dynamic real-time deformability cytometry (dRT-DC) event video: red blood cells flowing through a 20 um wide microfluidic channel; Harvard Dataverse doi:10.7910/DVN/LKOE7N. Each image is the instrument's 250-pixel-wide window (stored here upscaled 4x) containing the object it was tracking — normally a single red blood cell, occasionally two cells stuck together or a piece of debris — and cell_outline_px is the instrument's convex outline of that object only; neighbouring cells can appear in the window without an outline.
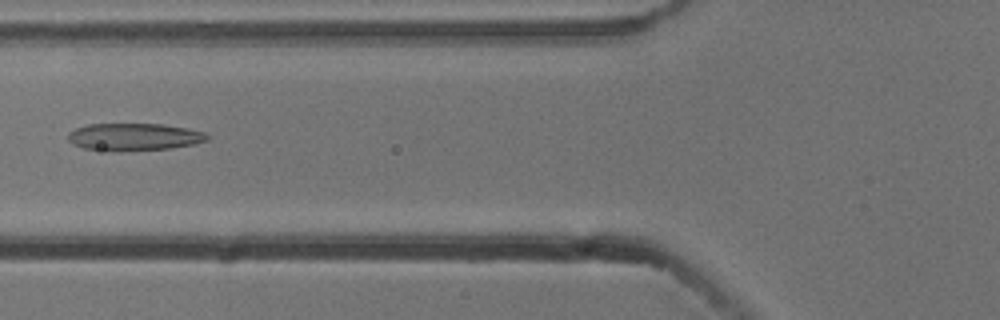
{"species": "common noctule bat (a hibernating species)", "species_latin": "Nyctalus noctula", "temperature_condition": "cold", "stored_images_in_passage": 4, "camera_frame_rate_fps": 3000, "um_per_image_px": 0.085, "animal": {"sex": "male", "body_mass_g": 13.3}, "frame": {"image": 1, "passage_image": 3, "time_ms": 0.667, "image_size_px": [1000, 320], "cell_outline_px": [[208, 140], [196, 144], [168, 148], [112, 152], [84, 148], [72, 144], [68, 140], [68, 132], [76, 128], [88, 124], [164, 124], [204, 132], [208, 136]], "centroid_in_image_um": [11.35, 11.64], "position_along_channel_um": 114.4, "area_um2": 22.25}}
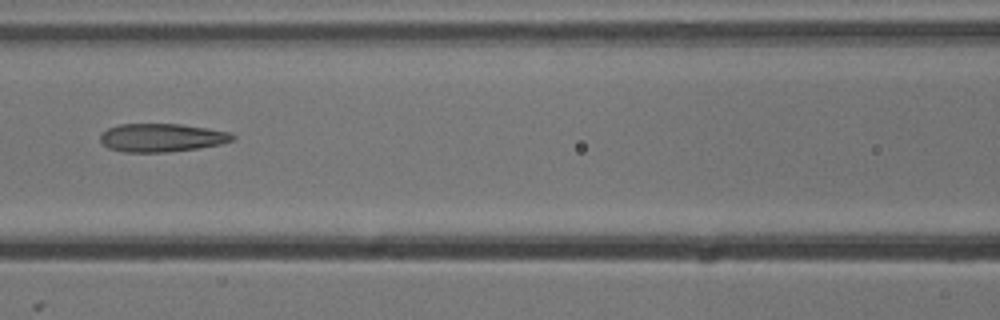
{"frame": {"image": 2, "passage_image": 4, "time_ms": 1.0, "image_size_px": [1000, 320], "cell_outline_px": [[236, 140], [220, 144], [196, 148], [168, 152], [124, 152], [108, 148], [100, 140], [100, 136], [108, 128], [120, 124], [180, 124], [208, 128], [228, 132], [236, 136]], "centroid_in_image_um": [13.76, 11.7], "position_along_channel_um": 152.8, "area_um2": 21.73}}